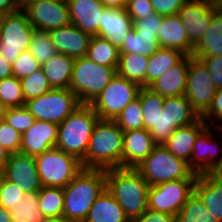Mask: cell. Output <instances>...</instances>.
Wrapping results in <instances>:
<instances>
[{"mask_svg": "<svg viewBox=\"0 0 222 222\" xmlns=\"http://www.w3.org/2000/svg\"><path fill=\"white\" fill-rule=\"evenodd\" d=\"M176 222H220L212 215L199 196L193 192L176 215Z\"/></svg>", "mask_w": 222, "mask_h": 222, "instance_id": "cell-36", "label": "cell"}, {"mask_svg": "<svg viewBox=\"0 0 222 222\" xmlns=\"http://www.w3.org/2000/svg\"><path fill=\"white\" fill-rule=\"evenodd\" d=\"M222 55V6L212 10L209 28L194 46L193 57H217Z\"/></svg>", "mask_w": 222, "mask_h": 222, "instance_id": "cell-25", "label": "cell"}, {"mask_svg": "<svg viewBox=\"0 0 222 222\" xmlns=\"http://www.w3.org/2000/svg\"><path fill=\"white\" fill-rule=\"evenodd\" d=\"M100 2L110 9L122 8L124 9L127 4V0H100Z\"/></svg>", "mask_w": 222, "mask_h": 222, "instance_id": "cell-55", "label": "cell"}, {"mask_svg": "<svg viewBox=\"0 0 222 222\" xmlns=\"http://www.w3.org/2000/svg\"><path fill=\"white\" fill-rule=\"evenodd\" d=\"M7 109L8 108L0 101V121L4 120Z\"/></svg>", "mask_w": 222, "mask_h": 222, "instance_id": "cell-60", "label": "cell"}, {"mask_svg": "<svg viewBox=\"0 0 222 222\" xmlns=\"http://www.w3.org/2000/svg\"><path fill=\"white\" fill-rule=\"evenodd\" d=\"M86 57L107 67H118L120 49L98 35L92 36Z\"/></svg>", "mask_w": 222, "mask_h": 222, "instance_id": "cell-33", "label": "cell"}, {"mask_svg": "<svg viewBox=\"0 0 222 222\" xmlns=\"http://www.w3.org/2000/svg\"><path fill=\"white\" fill-rule=\"evenodd\" d=\"M157 146L144 128L123 132L122 168H136Z\"/></svg>", "mask_w": 222, "mask_h": 222, "instance_id": "cell-17", "label": "cell"}, {"mask_svg": "<svg viewBox=\"0 0 222 222\" xmlns=\"http://www.w3.org/2000/svg\"><path fill=\"white\" fill-rule=\"evenodd\" d=\"M216 5L209 0H187L178 15L186 28L189 41L195 46L211 24L212 10Z\"/></svg>", "mask_w": 222, "mask_h": 222, "instance_id": "cell-15", "label": "cell"}, {"mask_svg": "<svg viewBox=\"0 0 222 222\" xmlns=\"http://www.w3.org/2000/svg\"><path fill=\"white\" fill-rule=\"evenodd\" d=\"M194 192L202 200L207 210L222 222V184L209 173L198 174Z\"/></svg>", "mask_w": 222, "mask_h": 222, "instance_id": "cell-26", "label": "cell"}, {"mask_svg": "<svg viewBox=\"0 0 222 222\" xmlns=\"http://www.w3.org/2000/svg\"><path fill=\"white\" fill-rule=\"evenodd\" d=\"M34 158L43 187L64 188L84 169L78 158L58 148H52Z\"/></svg>", "mask_w": 222, "mask_h": 222, "instance_id": "cell-7", "label": "cell"}, {"mask_svg": "<svg viewBox=\"0 0 222 222\" xmlns=\"http://www.w3.org/2000/svg\"><path fill=\"white\" fill-rule=\"evenodd\" d=\"M21 134L7 124L0 121V144L10 154L20 152Z\"/></svg>", "mask_w": 222, "mask_h": 222, "instance_id": "cell-45", "label": "cell"}, {"mask_svg": "<svg viewBox=\"0 0 222 222\" xmlns=\"http://www.w3.org/2000/svg\"><path fill=\"white\" fill-rule=\"evenodd\" d=\"M24 193L20 186L6 180L3 176L0 178V206L8 209L15 208L16 203L23 200Z\"/></svg>", "mask_w": 222, "mask_h": 222, "instance_id": "cell-43", "label": "cell"}, {"mask_svg": "<svg viewBox=\"0 0 222 222\" xmlns=\"http://www.w3.org/2000/svg\"><path fill=\"white\" fill-rule=\"evenodd\" d=\"M132 28L133 21L125 8H106L102 13L98 36L105 38L120 49Z\"/></svg>", "mask_w": 222, "mask_h": 222, "instance_id": "cell-21", "label": "cell"}, {"mask_svg": "<svg viewBox=\"0 0 222 222\" xmlns=\"http://www.w3.org/2000/svg\"><path fill=\"white\" fill-rule=\"evenodd\" d=\"M125 10L132 21L144 19L148 14L155 13L150 0H127Z\"/></svg>", "mask_w": 222, "mask_h": 222, "instance_id": "cell-48", "label": "cell"}, {"mask_svg": "<svg viewBox=\"0 0 222 222\" xmlns=\"http://www.w3.org/2000/svg\"><path fill=\"white\" fill-rule=\"evenodd\" d=\"M124 210L106 188L92 204L83 222H125Z\"/></svg>", "mask_w": 222, "mask_h": 222, "instance_id": "cell-27", "label": "cell"}, {"mask_svg": "<svg viewBox=\"0 0 222 222\" xmlns=\"http://www.w3.org/2000/svg\"><path fill=\"white\" fill-rule=\"evenodd\" d=\"M29 51L41 66L58 53L52 43L49 31L38 29L33 30Z\"/></svg>", "mask_w": 222, "mask_h": 222, "instance_id": "cell-38", "label": "cell"}, {"mask_svg": "<svg viewBox=\"0 0 222 222\" xmlns=\"http://www.w3.org/2000/svg\"><path fill=\"white\" fill-rule=\"evenodd\" d=\"M10 210L11 222H44L46 217L38 207V191L24 193L23 200Z\"/></svg>", "mask_w": 222, "mask_h": 222, "instance_id": "cell-34", "label": "cell"}, {"mask_svg": "<svg viewBox=\"0 0 222 222\" xmlns=\"http://www.w3.org/2000/svg\"><path fill=\"white\" fill-rule=\"evenodd\" d=\"M0 222H11L10 211L0 206Z\"/></svg>", "mask_w": 222, "mask_h": 222, "instance_id": "cell-58", "label": "cell"}, {"mask_svg": "<svg viewBox=\"0 0 222 222\" xmlns=\"http://www.w3.org/2000/svg\"><path fill=\"white\" fill-rule=\"evenodd\" d=\"M4 16H5V14H1L0 13V33L2 31V25H3Z\"/></svg>", "mask_w": 222, "mask_h": 222, "instance_id": "cell-63", "label": "cell"}, {"mask_svg": "<svg viewBox=\"0 0 222 222\" xmlns=\"http://www.w3.org/2000/svg\"><path fill=\"white\" fill-rule=\"evenodd\" d=\"M160 48L158 37L155 34L136 32L132 28L120 48V53L141 54L150 57Z\"/></svg>", "mask_w": 222, "mask_h": 222, "instance_id": "cell-32", "label": "cell"}, {"mask_svg": "<svg viewBox=\"0 0 222 222\" xmlns=\"http://www.w3.org/2000/svg\"><path fill=\"white\" fill-rule=\"evenodd\" d=\"M201 118L206 124H208V126L210 125V123H208L207 121H210L212 119L211 121L213 122H211V125L213 123L216 124L215 125L216 127L217 126L220 127L219 121H221L222 123V88L217 89L216 94L211 103V106ZM215 120L218 121V125L217 123H215L216 122Z\"/></svg>", "mask_w": 222, "mask_h": 222, "instance_id": "cell-51", "label": "cell"}, {"mask_svg": "<svg viewBox=\"0 0 222 222\" xmlns=\"http://www.w3.org/2000/svg\"><path fill=\"white\" fill-rule=\"evenodd\" d=\"M49 34L58 53L74 59L86 57L92 37L90 34L73 24L50 30Z\"/></svg>", "mask_w": 222, "mask_h": 222, "instance_id": "cell-18", "label": "cell"}, {"mask_svg": "<svg viewBox=\"0 0 222 222\" xmlns=\"http://www.w3.org/2000/svg\"><path fill=\"white\" fill-rule=\"evenodd\" d=\"M99 120V116L90 105L81 104L58 125L55 148L82 161L86 156L91 134Z\"/></svg>", "mask_w": 222, "mask_h": 222, "instance_id": "cell-4", "label": "cell"}, {"mask_svg": "<svg viewBox=\"0 0 222 222\" xmlns=\"http://www.w3.org/2000/svg\"><path fill=\"white\" fill-rule=\"evenodd\" d=\"M74 61L71 56L57 53L41 66L53 89L69 88Z\"/></svg>", "mask_w": 222, "mask_h": 222, "instance_id": "cell-28", "label": "cell"}, {"mask_svg": "<svg viewBox=\"0 0 222 222\" xmlns=\"http://www.w3.org/2000/svg\"><path fill=\"white\" fill-rule=\"evenodd\" d=\"M20 81L25 101L48 93L52 89L42 68Z\"/></svg>", "mask_w": 222, "mask_h": 222, "instance_id": "cell-41", "label": "cell"}, {"mask_svg": "<svg viewBox=\"0 0 222 222\" xmlns=\"http://www.w3.org/2000/svg\"><path fill=\"white\" fill-rule=\"evenodd\" d=\"M209 1L216 6H222V0H209Z\"/></svg>", "mask_w": 222, "mask_h": 222, "instance_id": "cell-62", "label": "cell"}, {"mask_svg": "<svg viewBox=\"0 0 222 222\" xmlns=\"http://www.w3.org/2000/svg\"><path fill=\"white\" fill-rule=\"evenodd\" d=\"M58 125L48 121L35 120L34 124L21 134L20 153L37 156L55 148Z\"/></svg>", "mask_w": 222, "mask_h": 222, "instance_id": "cell-16", "label": "cell"}, {"mask_svg": "<svg viewBox=\"0 0 222 222\" xmlns=\"http://www.w3.org/2000/svg\"><path fill=\"white\" fill-rule=\"evenodd\" d=\"M20 9L18 0H0V13L9 14Z\"/></svg>", "mask_w": 222, "mask_h": 222, "instance_id": "cell-53", "label": "cell"}, {"mask_svg": "<svg viewBox=\"0 0 222 222\" xmlns=\"http://www.w3.org/2000/svg\"><path fill=\"white\" fill-rule=\"evenodd\" d=\"M106 189V170L82 169L63 188V216L72 222H83L92 204Z\"/></svg>", "mask_w": 222, "mask_h": 222, "instance_id": "cell-1", "label": "cell"}, {"mask_svg": "<svg viewBox=\"0 0 222 222\" xmlns=\"http://www.w3.org/2000/svg\"><path fill=\"white\" fill-rule=\"evenodd\" d=\"M40 68V63L29 50L23 51L12 64L13 76L18 79L28 77Z\"/></svg>", "mask_w": 222, "mask_h": 222, "instance_id": "cell-44", "label": "cell"}, {"mask_svg": "<svg viewBox=\"0 0 222 222\" xmlns=\"http://www.w3.org/2000/svg\"><path fill=\"white\" fill-rule=\"evenodd\" d=\"M149 57L141 54L120 53L117 74L146 87V69Z\"/></svg>", "mask_w": 222, "mask_h": 222, "instance_id": "cell-30", "label": "cell"}, {"mask_svg": "<svg viewBox=\"0 0 222 222\" xmlns=\"http://www.w3.org/2000/svg\"><path fill=\"white\" fill-rule=\"evenodd\" d=\"M34 27L23 9L5 14L0 33V54L13 64L17 57L29 50Z\"/></svg>", "mask_w": 222, "mask_h": 222, "instance_id": "cell-10", "label": "cell"}, {"mask_svg": "<svg viewBox=\"0 0 222 222\" xmlns=\"http://www.w3.org/2000/svg\"><path fill=\"white\" fill-rule=\"evenodd\" d=\"M13 76L12 64L8 63L0 54V80Z\"/></svg>", "mask_w": 222, "mask_h": 222, "instance_id": "cell-54", "label": "cell"}, {"mask_svg": "<svg viewBox=\"0 0 222 222\" xmlns=\"http://www.w3.org/2000/svg\"><path fill=\"white\" fill-rule=\"evenodd\" d=\"M44 222H72L64 216L54 217V218H46Z\"/></svg>", "mask_w": 222, "mask_h": 222, "instance_id": "cell-59", "label": "cell"}, {"mask_svg": "<svg viewBox=\"0 0 222 222\" xmlns=\"http://www.w3.org/2000/svg\"><path fill=\"white\" fill-rule=\"evenodd\" d=\"M163 16L155 13L148 14L144 19L133 20V29L136 32L153 33L158 37L162 26Z\"/></svg>", "mask_w": 222, "mask_h": 222, "instance_id": "cell-47", "label": "cell"}, {"mask_svg": "<svg viewBox=\"0 0 222 222\" xmlns=\"http://www.w3.org/2000/svg\"><path fill=\"white\" fill-rule=\"evenodd\" d=\"M187 0H150L154 11L161 16L178 14Z\"/></svg>", "mask_w": 222, "mask_h": 222, "instance_id": "cell-50", "label": "cell"}, {"mask_svg": "<svg viewBox=\"0 0 222 222\" xmlns=\"http://www.w3.org/2000/svg\"><path fill=\"white\" fill-rule=\"evenodd\" d=\"M195 181L196 179H179L150 186L148 209L176 216L194 192Z\"/></svg>", "mask_w": 222, "mask_h": 222, "instance_id": "cell-11", "label": "cell"}, {"mask_svg": "<svg viewBox=\"0 0 222 222\" xmlns=\"http://www.w3.org/2000/svg\"><path fill=\"white\" fill-rule=\"evenodd\" d=\"M115 122L124 132L144 128L143 109L139 96L122 110Z\"/></svg>", "mask_w": 222, "mask_h": 222, "instance_id": "cell-39", "label": "cell"}, {"mask_svg": "<svg viewBox=\"0 0 222 222\" xmlns=\"http://www.w3.org/2000/svg\"><path fill=\"white\" fill-rule=\"evenodd\" d=\"M80 105L77 96L69 88H52L48 93L25 102V107L35 120L48 121L57 125Z\"/></svg>", "mask_w": 222, "mask_h": 222, "instance_id": "cell-8", "label": "cell"}, {"mask_svg": "<svg viewBox=\"0 0 222 222\" xmlns=\"http://www.w3.org/2000/svg\"><path fill=\"white\" fill-rule=\"evenodd\" d=\"M209 174L220 184H222V163L216 166Z\"/></svg>", "mask_w": 222, "mask_h": 222, "instance_id": "cell-57", "label": "cell"}, {"mask_svg": "<svg viewBox=\"0 0 222 222\" xmlns=\"http://www.w3.org/2000/svg\"><path fill=\"white\" fill-rule=\"evenodd\" d=\"M213 133L214 131H212L211 127L207 126L195 141L188 163L196 174L210 173L222 163V157L218 156L219 158H217L216 156L220 146H217V142L216 145L214 144L216 139L212 138Z\"/></svg>", "mask_w": 222, "mask_h": 222, "instance_id": "cell-20", "label": "cell"}, {"mask_svg": "<svg viewBox=\"0 0 222 222\" xmlns=\"http://www.w3.org/2000/svg\"><path fill=\"white\" fill-rule=\"evenodd\" d=\"M211 76L205 65L197 58L190 56V67L185 89V97L192 108L202 117L216 94Z\"/></svg>", "mask_w": 222, "mask_h": 222, "instance_id": "cell-12", "label": "cell"}, {"mask_svg": "<svg viewBox=\"0 0 222 222\" xmlns=\"http://www.w3.org/2000/svg\"><path fill=\"white\" fill-rule=\"evenodd\" d=\"M123 130L112 120H99L91 134L86 156L87 169L122 168Z\"/></svg>", "mask_w": 222, "mask_h": 222, "instance_id": "cell-3", "label": "cell"}, {"mask_svg": "<svg viewBox=\"0 0 222 222\" xmlns=\"http://www.w3.org/2000/svg\"><path fill=\"white\" fill-rule=\"evenodd\" d=\"M138 96L143 109L144 129L149 131L156 124L159 112H162L165 97L149 87H141Z\"/></svg>", "mask_w": 222, "mask_h": 222, "instance_id": "cell-37", "label": "cell"}, {"mask_svg": "<svg viewBox=\"0 0 222 222\" xmlns=\"http://www.w3.org/2000/svg\"><path fill=\"white\" fill-rule=\"evenodd\" d=\"M35 1H42V0H18L21 9H23L28 3H32ZM47 1H54V0H47Z\"/></svg>", "mask_w": 222, "mask_h": 222, "instance_id": "cell-61", "label": "cell"}, {"mask_svg": "<svg viewBox=\"0 0 222 222\" xmlns=\"http://www.w3.org/2000/svg\"><path fill=\"white\" fill-rule=\"evenodd\" d=\"M71 24L91 36L98 35L102 13L106 7L100 0H67Z\"/></svg>", "mask_w": 222, "mask_h": 222, "instance_id": "cell-19", "label": "cell"}, {"mask_svg": "<svg viewBox=\"0 0 222 222\" xmlns=\"http://www.w3.org/2000/svg\"><path fill=\"white\" fill-rule=\"evenodd\" d=\"M141 87L116 74L90 104L101 120L115 121L122 110L138 97Z\"/></svg>", "mask_w": 222, "mask_h": 222, "instance_id": "cell-9", "label": "cell"}, {"mask_svg": "<svg viewBox=\"0 0 222 222\" xmlns=\"http://www.w3.org/2000/svg\"><path fill=\"white\" fill-rule=\"evenodd\" d=\"M158 41L161 47L180 51L185 56H192L194 45L189 41L186 28L178 14L163 16Z\"/></svg>", "mask_w": 222, "mask_h": 222, "instance_id": "cell-22", "label": "cell"}, {"mask_svg": "<svg viewBox=\"0 0 222 222\" xmlns=\"http://www.w3.org/2000/svg\"><path fill=\"white\" fill-rule=\"evenodd\" d=\"M165 111L159 112L156 124L149 130L157 145H163L175 130L167 122Z\"/></svg>", "mask_w": 222, "mask_h": 222, "instance_id": "cell-46", "label": "cell"}, {"mask_svg": "<svg viewBox=\"0 0 222 222\" xmlns=\"http://www.w3.org/2000/svg\"><path fill=\"white\" fill-rule=\"evenodd\" d=\"M133 222H176V216L147 209L140 217L133 219Z\"/></svg>", "mask_w": 222, "mask_h": 222, "instance_id": "cell-52", "label": "cell"}, {"mask_svg": "<svg viewBox=\"0 0 222 222\" xmlns=\"http://www.w3.org/2000/svg\"><path fill=\"white\" fill-rule=\"evenodd\" d=\"M207 126L200 117L192 124L175 129L163 146L177 158L189 162L195 141Z\"/></svg>", "mask_w": 222, "mask_h": 222, "instance_id": "cell-24", "label": "cell"}, {"mask_svg": "<svg viewBox=\"0 0 222 222\" xmlns=\"http://www.w3.org/2000/svg\"><path fill=\"white\" fill-rule=\"evenodd\" d=\"M149 187L135 168L106 170V188L120 204L128 219L138 218L148 209Z\"/></svg>", "mask_w": 222, "mask_h": 222, "instance_id": "cell-2", "label": "cell"}, {"mask_svg": "<svg viewBox=\"0 0 222 222\" xmlns=\"http://www.w3.org/2000/svg\"><path fill=\"white\" fill-rule=\"evenodd\" d=\"M214 128H216L218 131L220 130V131H222V124H220V127H214ZM221 140H222V132H221ZM222 143V142H221ZM222 148H219V151L221 150Z\"/></svg>", "mask_w": 222, "mask_h": 222, "instance_id": "cell-64", "label": "cell"}, {"mask_svg": "<svg viewBox=\"0 0 222 222\" xmlns=\"http://www.w3.org/2000/svg\"><path fill=\"white\" fill-rule=\"evenodd\" d=\"M185 55L180 51L161 47L149 57L146 69V87L153 84L162 74L177 64Z\"/></svg>", "mask_w": 222, "mask_h": 222, "instance_id": "cell-31", "label": "cell"}, {"mask_svg": "<svg viewBox=\"0 0 222 222\" xmlns=\"http://www.w3.org/2000/svg\"><path fill=\"white\" fill-rule=\"evenodd\" d=\"M189 67L190 56H184L151 84L149 88L163 97L185 95Z\"/></svg>", "mask_w": 222, "mask_h": 222, "instance_id": "cell-23", "label": "cell"}, {"mask_svg": "<svg viewBox=\"0 0 222 222\" xmlns=\"http://www.w3.org/2000/svg\"><path fill=\"white\" fill-rule=\"evenodd\" d=\"M64 194L61 187H42L38 191V207L46 218L63 216Z\"/></svg>", "mask_w": 222, "mask_h": 222, "instance_id": "cell-35", "label": "cell"}, {"mask_svg": "<svg viewBox=\"0 0 222 222\" xmlns=\"http://www.w3.org/2000/svg\"><path fill=\"white\" fill-rule=\"evenodd\" d=\"M4 121L22 134L34 124L35 118L25 106L9 107Z\"/></svg>", "mask_w": 222, "mask_h": 222, "instance_id": "cell-42", "label": "cell"}, {"mask_svg": "<svg viewBox=\"0 0 222 222\" xmlns=\"http://www.w3.org/2000/svg\"><path fill=\"white\" fill-rule=\"evenodd\" d=\"M9 157L10 153L6 149H4L0 144V173L3 172L5 165L9 160Z\"/></svg>", "mask_w": 222, "mask_h": 222, "instance_id": "cell-56", "label": "cell"}, {"mask_svg": "<svg viewBox=\"0 0 222 222\" xmlns=\"http://www.w3.org/2000/svg\"><path fill=\"white\" fill-rule=\"evenodd\" d=\"M0 101L7 107L25 106L21 81L15 76L0 80Z\"/></svg>", "mask_w": 222, "mask_h": 222, "instance_id": "cell-40", "label": "cell"}, {"mask_svg": "<svg viewBox=\"0 0 222 222\" xmlns=\"http://www.w3.org/2000/svg\"><path fill=\"white\" fill-rule=\"evenodd\" d=\"M199 59L210 73L216 89L222 88V55L217 57H195Z\"/></svg>", "mask_w": 222, "mask_h": 222, "instance_id": "cell-49", "label": "cell"}, {"mask_svg": "<svg viewBox=\"0 0 222 222\" xmlns=\"http://www.w3.org/2000/svg\"><path fill=\"white\" fill-rule=\"evenodd\" d=\"M117 67L99 65L87 57L74 61L69 89L80 104L90 105L117 74Z\"/></svg>", "mask_w": 222, "mask_h": 222, "instance_id": "cell-6", "label": "cell"}, {"mask_svg": "<svg viewBox=\"0 0 222 222\" xmlns=\"http://www.w3.org/2000/svg\"><path fill=\"white\" fill-rule=\"evenodd\" d=\"M125 222H133V220L132 219H128L127 221H125Z\"/></svg>", "mask_w": 222, "mask_h": 222, "instance_id": "cell-65", "label": "cell"}, {"mask_svg": "<svg viewBox=\"0 0 222 222\" xmlns=\"http://www.w3.org/2000/svg\"><path fill=\"white\" fill-rule=\"evenodd\" d=\"M162 109L166 110L167 122L174 129L192 124L200 118L185 95L165 97Z\"/></svg>", "mask_w": 222, "mask_h": 222, "instance_id": "cell-29", "label": "cell"}, {"mask_svg": "<svg viewBox=\"0 0 222 222\" xmlns=\"http://www.w3.org/2000/svg\"><path fill=\"white\" fill-rule=\"evenodd\" d=\"M2 176L20 186L23 192L39 191L43 186L36 168L35 158L23 153H11Z\"/></svg>", "mask_w": 222, "mask_h": 222, "instance_id": "cell-14", "label": "cell"}, {"mask_svg": "<svg viewBox=\"0 0 222 222\" xmlns=\"http://www.w3.org/2000/svg\"><path fill=\"white\" fill-rule=\"evenodd\" d=\"M135 169L150 186L198 176L187 161L177 158L163 145H157Z\"/></svg>", "mask_w": 222, "mask_h": 222, "instance_id": "cell-5", "label": "cell"}, {"mask_svg": "<svg viewBox=\"0 0 222 222\" xmlns=\"http://www.w3.org/2000/svg\"><path fill=\"white\" fill-rule=\"evenodd\" d=\"M23 10L34 29L50 31L71 24L67 0L35 1Z\"/></svg>", "mask_w": 222, "mask_h": 222, "instance_id": "cell-13", "label": "cell"}]
</instances>
